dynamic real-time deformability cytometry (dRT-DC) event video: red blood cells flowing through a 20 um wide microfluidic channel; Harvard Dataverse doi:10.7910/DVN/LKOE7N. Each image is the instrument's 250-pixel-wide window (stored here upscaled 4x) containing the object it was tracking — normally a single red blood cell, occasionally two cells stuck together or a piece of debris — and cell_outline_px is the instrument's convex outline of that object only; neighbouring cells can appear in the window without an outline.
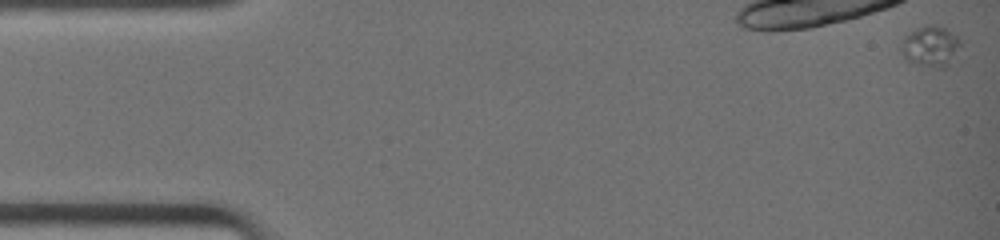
{"species": "common noctule bat (a hibernating species)", "species_latin": "Nyctalus noctula", "temperature_condition": "warm", "stored_images_in_passage": 13, "camera_frame_rate_fps": 3000, "um_per_image_px": 0.085, "animal": {"sex": "female", "body_mass_g": 19.0, "forearm_length_mm": 51.5}, "frame": {"image": 1, "passage_image": 1, "time_ms": 0.0, "image_size_px": [1000, 240], "cell_outline_px": [[960, 44], [948, 64], [944, 68], [940, 68], [920, 64], [908, 60], [904, 56], [900, 48], [904, 36], [916, 28], [924, 24], [936, 24], [944, 28], [956, 36], [960, 40]], "centroid_in_image_um": [79.06, 3.89], "position_along_channel_um": 5.9, "area_um2": 13.7}}